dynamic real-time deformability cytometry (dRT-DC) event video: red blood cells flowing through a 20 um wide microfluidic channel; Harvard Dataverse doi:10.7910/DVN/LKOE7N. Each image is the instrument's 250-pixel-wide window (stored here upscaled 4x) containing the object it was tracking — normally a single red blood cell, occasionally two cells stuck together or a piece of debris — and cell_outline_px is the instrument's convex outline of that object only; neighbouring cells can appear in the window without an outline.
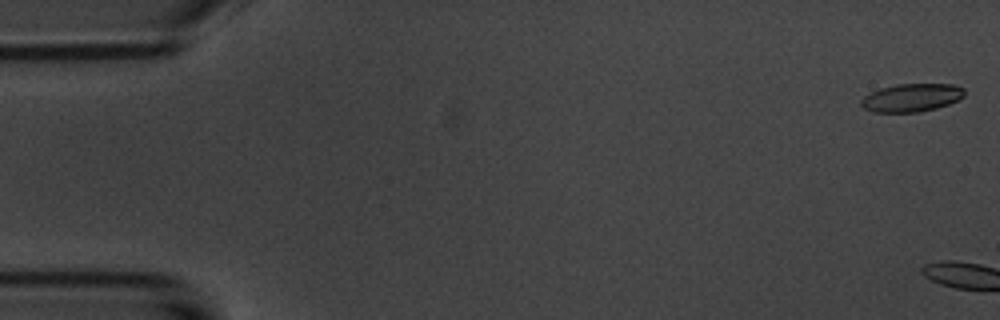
{"species": "common noctule bat (a hibernating species)", "species_latin": "Nyctalus noctula", "temperature_condition": "room temperature", "stored_images_in_passage": 4, "camera_frame_rate_fps": 3000, "um_per_image_px": 0.085, "animal": {"sex": "male", "body_mass_g": 20.1, "forearm_length_mm": 53.5}, "frame": {"image": 1, "passage_image": 1, "time_ms": 0.0, "image_size_px": [1000, 320], "cell_outline_px": [[964, 96], [960, 100], [936, 108], [920, 112], [872, 112], [864, 108], [860, 104], [860, 100], [864, 96], [880, 88], [900, 84], [952, 84], [964, 88]], "centroid_in_image_um": [77.49, 8.31], "position_along_channel_um": 7.5, "area_um2": 16.94}}